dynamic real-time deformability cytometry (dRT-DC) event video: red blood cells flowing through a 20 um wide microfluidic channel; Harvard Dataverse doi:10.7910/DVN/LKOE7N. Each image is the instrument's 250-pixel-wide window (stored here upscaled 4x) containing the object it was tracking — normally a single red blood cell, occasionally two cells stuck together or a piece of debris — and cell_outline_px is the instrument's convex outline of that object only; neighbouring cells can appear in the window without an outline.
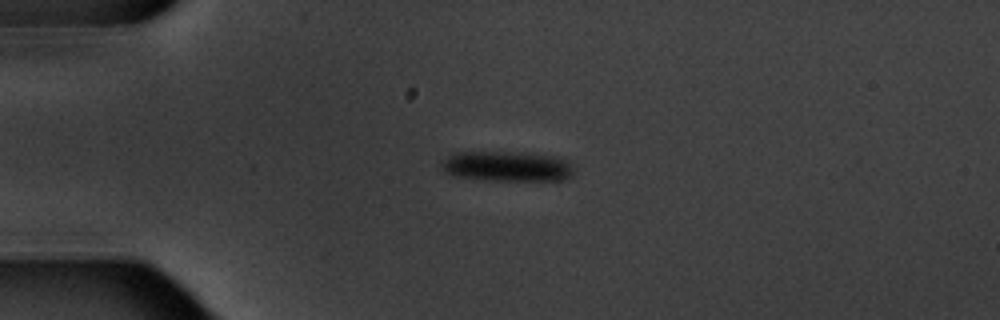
{"species": "common noctule bat (a hibernating species)", "species_latin": "Nyctalus noctula", "temperature_condition": "warm", "stored_images_in_passage": 6, "camera_frame_rate_fps": 3000, "um_per_image_px": 0.085, "animal": {"sex": "male", "body_mass_g": 20.1, "forearm_length_mm": 53.5}, "frame": {"image": 1, "passage_image": 4, "time_ms": 3.667, "image_size_px": [1000, 320], "cell_outline_px": [[576, 172], [572, 176], [564, 180], [488, 180], [452, 176], [440, 164], [440, 160], [452, 152], [520, 152], [560, 156], [568, 160], [572, 164]], "centroid_in_image_um": [43.15, 14.12], "position_along_channel_um": 41.9, "area_um2": 23.81}}